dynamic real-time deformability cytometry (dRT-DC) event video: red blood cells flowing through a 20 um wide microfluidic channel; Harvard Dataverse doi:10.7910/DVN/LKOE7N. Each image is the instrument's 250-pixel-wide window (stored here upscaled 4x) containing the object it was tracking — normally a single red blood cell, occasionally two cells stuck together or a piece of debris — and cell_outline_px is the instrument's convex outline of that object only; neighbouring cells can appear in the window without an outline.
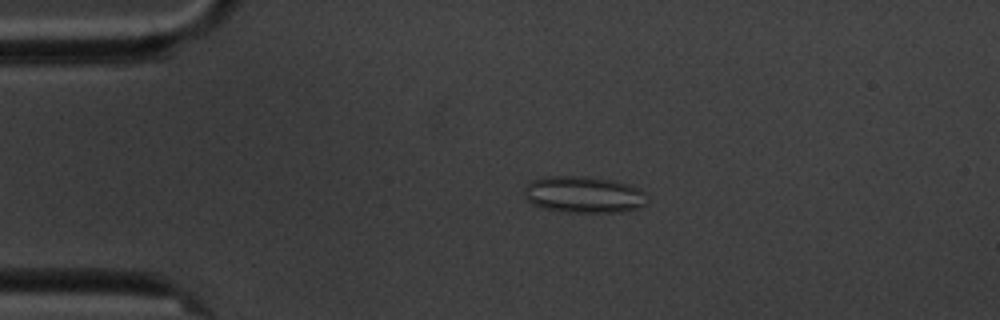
{"species": "common noctule bat (a hibernating species)", "species_latin": "Nyctalus noctula", "temperature_condition": "cold", "stored_images_in_passage": 4, "camera_frame_rate_fps": 3000, "um_per_image_px": 0.085, "animal": {"sex": "male", "body_mass_g": 20.1, "forearm_length_mm": 53.5}, "frame": {"image": 1, "passage_image": 3, "time_ms": 3.0, "image_size_px": [1000, 320], "cell_outline_px": [[648, 204], [640, 208], [620, 212], [564, 212], [544, 208], [532, 204], [524, 196], [524, 192], [528, 184], [532, 180], [544, 176], [588, 176], [616, 180], [628, 184], [644, 192]], "centroid_in_image_um": [49.63, 16.53], "position_along_channel_um": 35.4, "area_um2": 26.47}}